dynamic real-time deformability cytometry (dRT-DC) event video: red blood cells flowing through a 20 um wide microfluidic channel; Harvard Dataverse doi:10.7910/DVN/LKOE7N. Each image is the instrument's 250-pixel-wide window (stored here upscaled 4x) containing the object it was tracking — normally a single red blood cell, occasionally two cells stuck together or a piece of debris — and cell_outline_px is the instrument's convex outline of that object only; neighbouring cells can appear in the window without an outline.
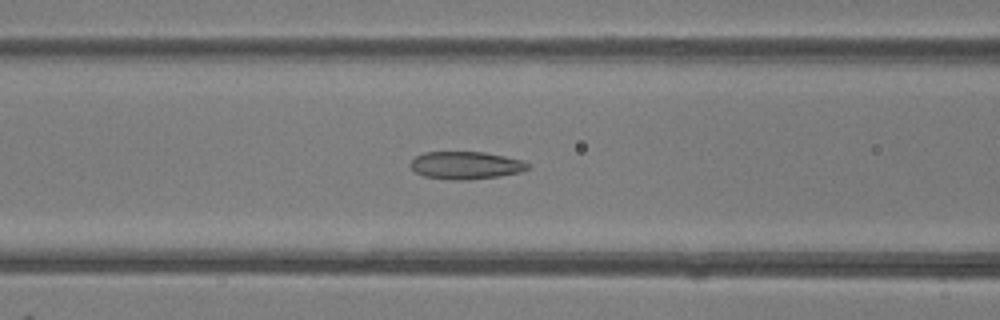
{"species": "common noctule bat (a hibernating species)", "species_latin": "Nyctalus noctula", "temperature_condition": "room temperature", "stored_images_in_passage": 36, "camera_frame_rate_fps": 3000, "um_per_image_px": 0.085, "animal": {"sex": "female"}, "frame": {"image": 1, "passage_image": 7, "time_ms": 2.0, "image_size_px": [1000, 320], "cell_outline_px": [[528, 168], [520, 172], [500, 176], [468, 180], [452, 180], [424, 176], [416, 172], [408, 164], [416, 156], [424, 152], [484, 152], [504, 156], [520, 160], [528, 164]], "centroid_in_image_um": [39.55, 14.05], "position_along_channel_um": 127.0, "area_um2": 18.79}}
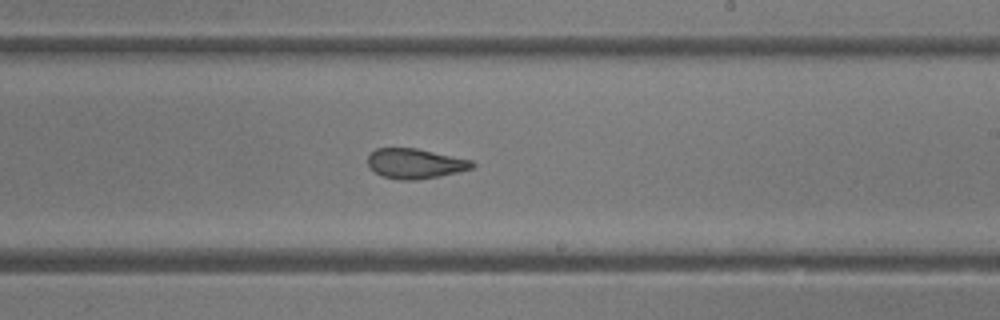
{"frame": {"image": 2, "passage_image": 16, "time_ms": 5.0, "image_size_px": [1000, 320], "cell_outline_px": [[476, 164], [472, 168], [460, 172], [440, 176], [416, 180], [400, 180], [384, 176], [368, 168], [368, 156], [376, 148], [416, 148], [472, 160]], "centroid_in_image_um": [35.3, 13.9], "position_along_channel_um": 253.7, "area_um2": 18.26}}
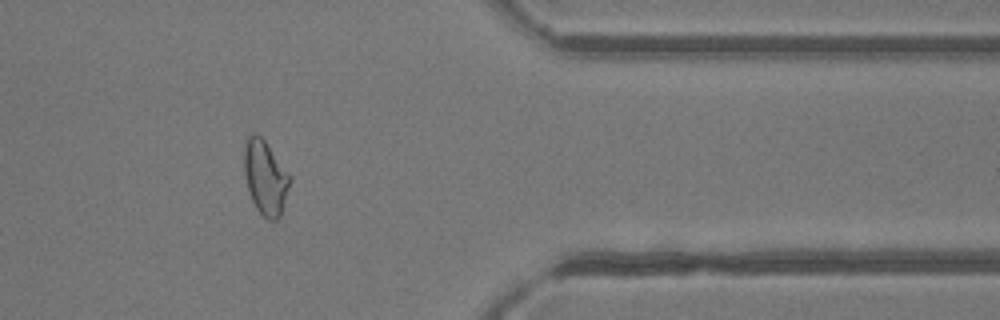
{"frame": {"image": 3, "passage_image": 27, "time_ms": 8.667, "image_size_px": [1000, 320], "cell_outline_px": [[292, 180], [280, 216], [276, 220], [268, 220], [256, 208], [252, 200], [248, 188], [244, 172], [244, 144], [248, 136], [252, 132], [256, 132], [264, 140], [292, 176]], "centroid_in_image_um": [22.57, 15.07], "position_along_channel_um": 388.8, "area_um2": 19.88}, "authors_computed_cell_mechanics": {"area_um2": 19.5364, "velocity_mm_per_s": 4.2225, "shape_relaxation_time_tau1_ms": null, "shape_relaxation_time_tau2_ms": 1.2902, "deformation_change_tau1": null, "deformation_change_tau2": 0.0697}}